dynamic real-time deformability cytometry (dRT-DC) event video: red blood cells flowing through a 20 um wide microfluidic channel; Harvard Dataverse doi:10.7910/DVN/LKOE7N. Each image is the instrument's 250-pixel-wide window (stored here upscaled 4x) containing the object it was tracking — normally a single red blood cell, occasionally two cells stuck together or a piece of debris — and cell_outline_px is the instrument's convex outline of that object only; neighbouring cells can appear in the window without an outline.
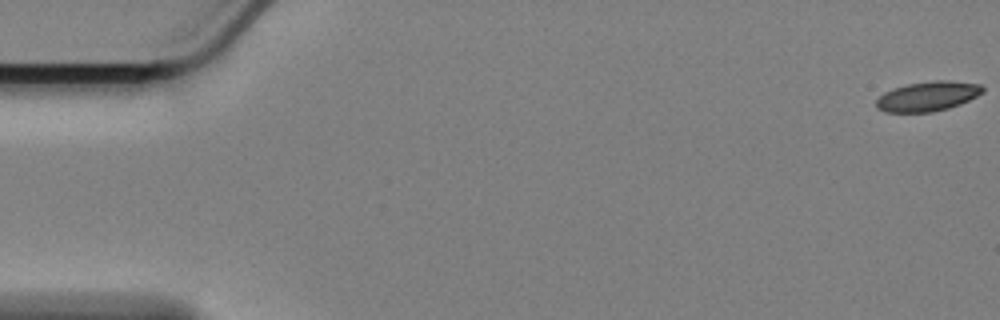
{"species": "Egyptian fruit bat (a non-hibernating species)", "species_latin": "Rousettus aegyptiacus", "temperature_condition": "cold", "stored_images_in_passage": 8, "camera_frame_rate_fps": 3000, "um_per_image_px": 0.085, "animal": {"sex": "female"}, "frame": {"image": 1, "passage_image": 1, "time_ms": 0.0, "image_size_px": [1000, 320], "cell_outline_px": [[984, 92], [960, 104], [948, 108], [932, 112], [884, 112], [876, 108], [876, 100], [884, 92], [908, 84], [936, 80], [948, 80], [980, 84], [984, 88]], "centroid_in_image_um": [78.86, 8.19], "position_along_channel_um": 6.1, "area_um2": 18.32}}